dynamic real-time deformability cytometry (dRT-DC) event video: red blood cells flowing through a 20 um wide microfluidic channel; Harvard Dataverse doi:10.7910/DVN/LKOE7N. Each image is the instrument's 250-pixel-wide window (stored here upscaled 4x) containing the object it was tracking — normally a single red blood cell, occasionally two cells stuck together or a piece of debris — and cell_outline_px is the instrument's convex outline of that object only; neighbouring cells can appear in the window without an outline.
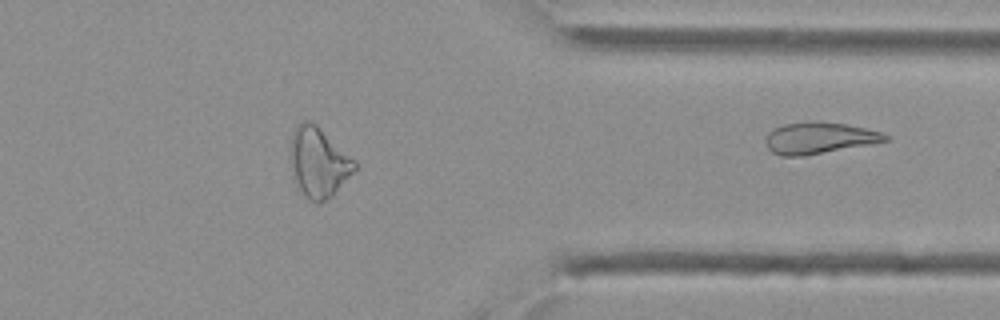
{"species": "Egyptian fruit bat (a non-hibernating species)", "species_latin": "Rousettus aegyptiacus", "temperature_condition": "cold", "stored_images_in_passage": 35, "segment_of_instrument_passage": [2, 2], "camera_frame_rate_fps": 3000, "um_per_image_px": 0.085, "animal": {"sex": "female"}, "frame": {"image": 1, "passage_image": 35, "time_ms": 11.333, "image_size_px": [1000, 320], "cell_outline_px": [[888, 140], [804, 156], [780, 156], [772, 152], [768, 148], [764, 140], [768, 132], [784, 124], [808, 120], [820, 120], [844, 124], [884, 132], [888, 136]], "centroid_in_image_um": [69.57, 11.71], "position_along_channel_um": 341.8, "area_um2": 21.96}}